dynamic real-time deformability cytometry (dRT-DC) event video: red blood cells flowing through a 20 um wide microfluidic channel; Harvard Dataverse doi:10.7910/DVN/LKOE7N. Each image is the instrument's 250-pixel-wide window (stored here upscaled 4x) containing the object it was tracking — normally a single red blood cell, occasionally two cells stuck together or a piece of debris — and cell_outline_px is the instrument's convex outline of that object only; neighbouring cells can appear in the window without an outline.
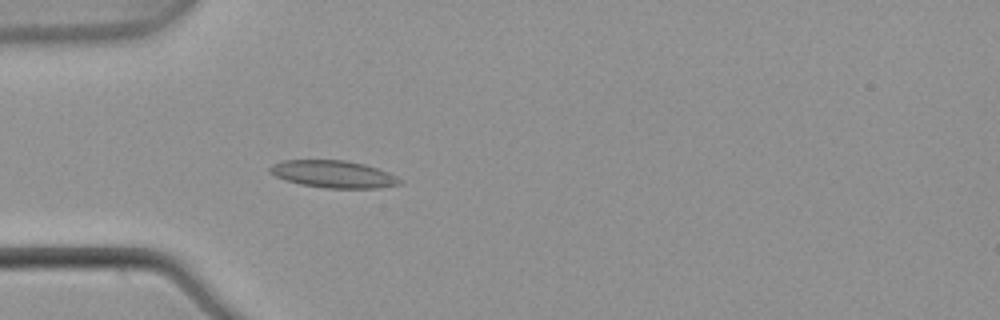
{"species": "common noctule bat (a hibernating species)", "species_latin": "Nyctalus noctula", "temperature_condition": "warm", "stored_images_in_passage": 4, "camera_frame_rate_fps": 3000, "um_per_image_px": 0.085, "animal": {"sex": "male", "body_mass_g": 21.5, "forearm_length_mm": 52.0}, "frame": {"image": 1, "passage_image": 4, "time_ms": 1.0, "image_size_px": [1000, 320], "cell_outline_px": [[404, 184], [380, 188], [324, 188], [300, 184], [284, 180], [268, 172], [268, 168], [272, 164], [284, 160], [344, 160], [364, 164], [388, 172], [404, 180]], "centroid_in_image_um": [28.36, 14.81], "position_along_channel_um": 56.6, "area_um2": 20.87}}